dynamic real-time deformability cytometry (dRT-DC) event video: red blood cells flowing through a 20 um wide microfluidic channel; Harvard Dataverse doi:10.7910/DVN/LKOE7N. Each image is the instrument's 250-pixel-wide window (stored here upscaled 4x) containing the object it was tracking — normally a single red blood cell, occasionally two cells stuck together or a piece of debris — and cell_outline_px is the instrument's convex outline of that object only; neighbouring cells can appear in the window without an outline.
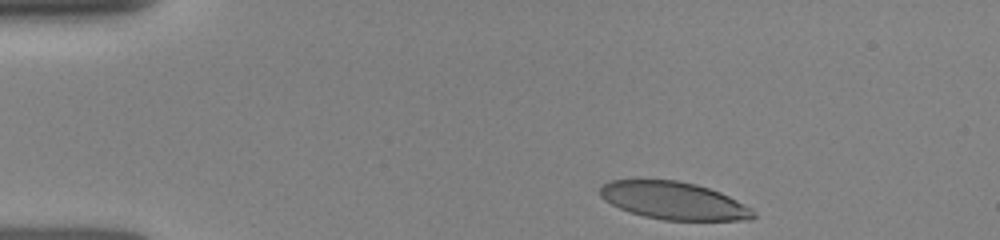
{"species": "human", "species_latin": "Homo sapiens", "temperature_condition": "room temperature", "stored_images_in_passage": 13, "camera_frame_rate_fps": 3000, "um_per_image_px": 0.085, "donor": {"sex": "female"}, "frame": {"image": 1, "passage_image": 1, "time_ms": 0.0, "image_size_px": [1000, 240], "cell_outline_px": [[756, 216], [752, 220], [664, 220], [644, 216], [620, 208], [604, 200], [600, 196], [600, 188], [604, 184], [612, 180], [676, 180], [696, 184], [720, 192], [752, 208], [756, 212]], "centroid_in_image_um": [57.3, 17.06], "position_along_channel_um": 27.7, "area_um2": 33.41}}
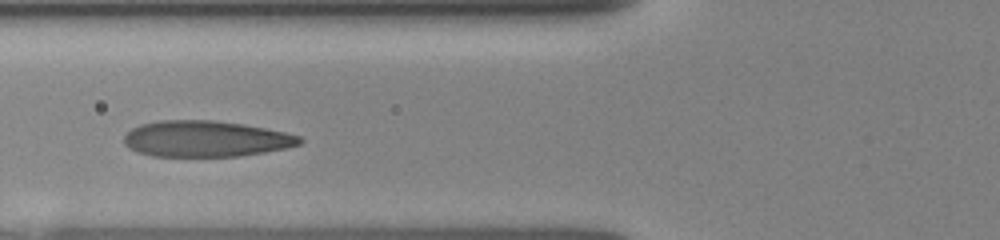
{"frame": {"image": 2, "passage_image": 8, "time_ms": 3.667, "image_size_px": [1000, 240], "cell_outline_px": [[304, 140], [300, 144], [288, 148], [240, 156], [152, 156], [136, 152], [128, 148], [124, 144], [124, 136], [132, 128], [140, 124], [160, 120], [212, 120], [244, 124], [284, 132], [300, 136]], "centroid_in_image_um": [17.47, 11.8], "position_along_channel_um": 108.3, "area_um2": 37.05}}
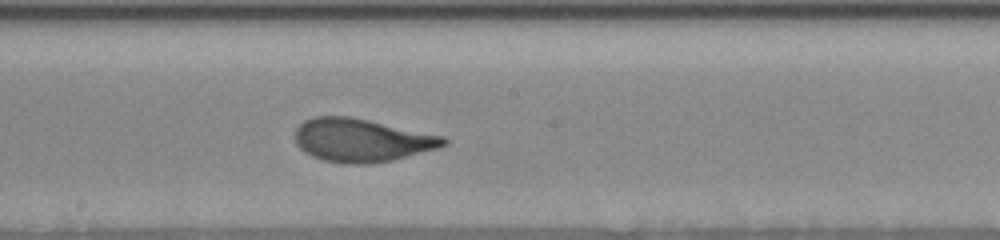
{"frame": {"image": 3, "passage_image": 13, "time_ms": 6.333, "image_size_px": [1000, 240], "cell_outline_px": [[448, 144], [440, 148], [392, 160], [368, 164], [344, 164], [324, 160], [312, 156], [300, 148], [296, 144], [296, 128], [304, 120], [312, 116], [352, 116], [444, 136], [448, 140]], "centroid_in_image_um": [30.76, 11.91], "position_along_channel_um": 217.4, "area_um2": 37.63}}